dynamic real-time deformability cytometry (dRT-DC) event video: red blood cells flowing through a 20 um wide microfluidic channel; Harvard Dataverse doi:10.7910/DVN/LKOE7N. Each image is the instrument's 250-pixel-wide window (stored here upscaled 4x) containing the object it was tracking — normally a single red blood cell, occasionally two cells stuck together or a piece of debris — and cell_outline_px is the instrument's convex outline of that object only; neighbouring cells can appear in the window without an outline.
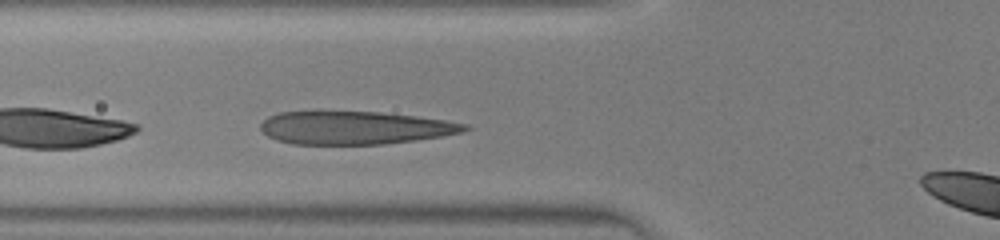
{"species": "human", "species_latin": "Homo sapiens", "temperature_condition": "warm", "stored_images_in_passage": 27, "camera_frame_rate_fps": 3000, "um_per_image_px": 0.085, "donor": {"sex": "male"}, "frame": {"image": 1, "passage_image": 7, "time_ms": 2.0, "image_size_px": [1000, 240], "cell_outline_px": [[472, 128], [464, 132], [416, 140], [384, 144], [292, 144], [276, 140], [268, 136], [260, 128], [260, 124], [268, 116], [280, 112], [316, 108], [320, 108], [380, 112], [416, 116], [444, 120], [468, 124]], "centroid_in_image_um": [30.09, 10.81], "position_along_channel_um": 95.7, "area_um2": 40.69}}
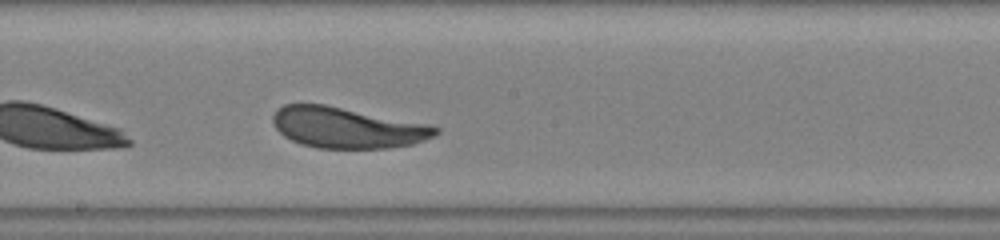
{"frame": {"image": 2, "passage_image": 15, "time_ms": 4.667, "image_size_px": [1000, 240], "cell_outline_px": [[440, 132], [436, 136], [412, 144], [388, 148], [316, 148], [300, 144], [284, 136], [276, 128], [272, 120], [272, 116], [284, 104], [324, 104], [428, 124], [440, 128]], "centroid_in_image_um": [29.52, 10.86], "position_along_channel_um": 218.7, "area_um2": 38.55}}
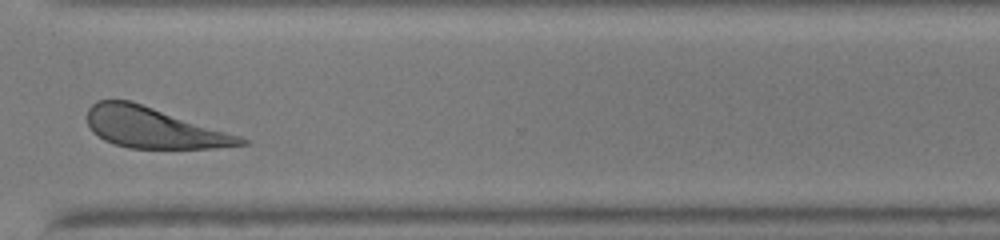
{"frame": {"image": 3, "passage_image": 24, "time_ms": 7.667, "image_size_px": [1000, 240], "cell_outline_px": [[248, 144], [212, 148], [128, 148], [112, 144], [104, 140], [92, 132], [88, 128], [88, 108], [96, 100], [128, 100], [240, 136], [248, 140]], "centroid_in_image_um": [12.99, 10.87], "position_along_channel_um": 357.6, "area_um2": 35.84}}